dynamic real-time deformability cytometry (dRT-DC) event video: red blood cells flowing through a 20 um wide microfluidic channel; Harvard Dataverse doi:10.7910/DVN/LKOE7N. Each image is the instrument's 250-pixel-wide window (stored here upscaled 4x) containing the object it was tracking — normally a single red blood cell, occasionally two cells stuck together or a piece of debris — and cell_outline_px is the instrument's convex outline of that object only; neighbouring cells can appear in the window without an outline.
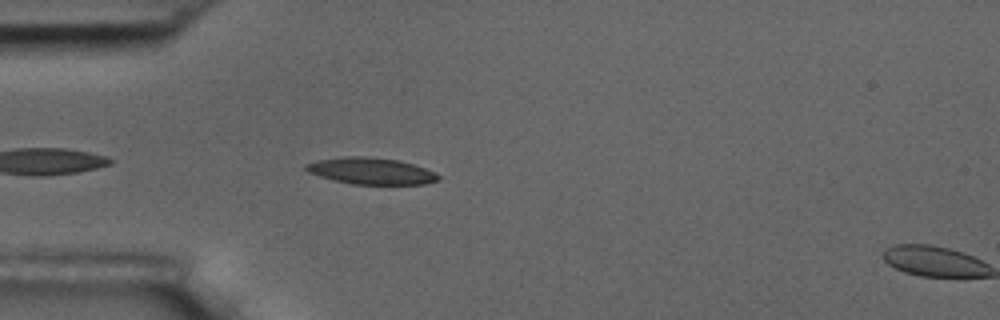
{"species": "common noctule bat (a hibernating species)", "species_latin": "Nyctalus noctula", "temperature_condition": "room temperature", "stored_images_in_passage": 6, "camera_frame_rate_fps": 3000, "um_per_image_px": 0.085, "animal": {"sex": "male", "body_mass_g": 17.5, "forearm_length_mm": 52.3}, "frame": {"image": 1, "passage_image": 5, "time_ms": 4.667, "image_size_px": [1000, 320], "cell_outline_px": [[440, 180], [424, 184], [352, 184], [320, 176], [308, 172], [304, 168], [304, 164], [316, 160], [344, 156], [364, 156], [400, 160], [436, 172], [440, 176]], "centroid_in_image_um": [31.54, 14.52], "position_along_channel_um": 53.5, "area_um2": 20.52}}